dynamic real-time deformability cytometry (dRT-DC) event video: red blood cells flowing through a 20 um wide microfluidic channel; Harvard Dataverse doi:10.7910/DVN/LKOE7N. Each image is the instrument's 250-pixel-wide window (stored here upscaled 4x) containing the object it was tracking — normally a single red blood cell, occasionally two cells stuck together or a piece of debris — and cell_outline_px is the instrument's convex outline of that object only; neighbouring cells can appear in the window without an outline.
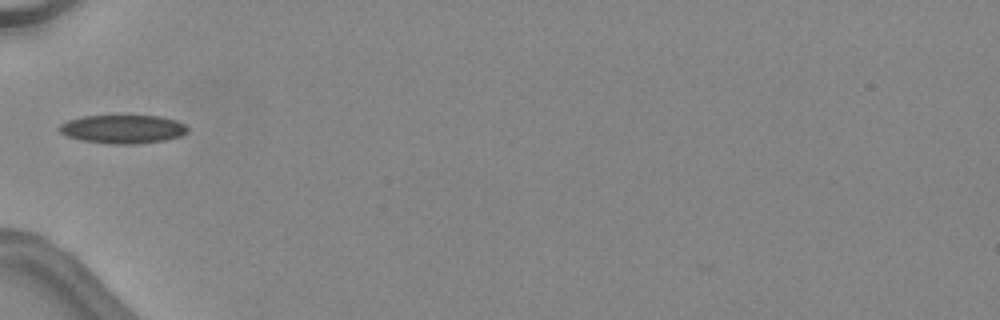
{"species": "common noctule bat (a hibernating species)", "species_latin": "Nyctalus noctula", "temperature_condition": "warm", "stored_images_in_passage": 6, "camera_frame_rate_fps": 3000, "um_per_image_px": 0.085, "animal": {"sex": "female", "body_mass_g": 24.6, "forearm_length_mm": 56.2}, "frame": {"image": 1, "passage_image": 1, "time_ms": 0.0, "image_size_px": [1000, 320], "cell_outline_px": [[188, 132], [180, 136], [164, 140], [136, 144], [112, 144], [80, 140], [68, 136], [60, 132], [56, 128], [60, 124], [68, 120], [84, 116], [160, 116], [176, 120], [184, 124], [188, 128]], "centroid_in_image_um": [10.43, 10.98], "position_along_channel_um": 74.6, "area_um2": 21.33}}